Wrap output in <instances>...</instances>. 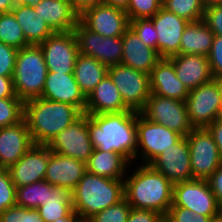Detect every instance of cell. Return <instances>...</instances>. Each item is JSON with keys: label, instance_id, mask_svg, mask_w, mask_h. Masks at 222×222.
I'll use <instances>...</instances> for the list:
<instances>
[{"label": "cell", "instance_id": "1", "mask_svg": "<svg viewBox=\"0 0 222 222\" xmlns=\"http://www.w3.org/2000/svg\"><path fill=\"white\" fill-rule=\"evenodd\" d=\"M93 148L123 155L130 163L137 151V112L87 114Z\"/></svg>", "mask_w": 222, "mask_h": 222}, {"label": "cell", "instance_id": "47", "mask_svg": "<svg viewBox=\"0 0 222 222\" xmlns=\"http://www.w3.org/2000/svg\"><path fill=\"white\" fill-rule=\"evenodd\" d=\"M13 76H0V98H18L14 90Z\"/></svg>", "mask_w": 222, "mask_h": 222}, {"label": "cell", "instance_id": "22", "mask_svg": "<svg viewBox=\"0 0 222 222\" xmlns=\"http://www.w3.org/2000/svg\"><path fill=\"white\" fill-rule=\"evenodd\" d=\"M169 59L173 63L178 79L189 91L214 79L208 56L177 54Z\"/></svg>", "mask_w": 222, "mask_h": 222}, {"label": "cell", "instance_id": "28", "mask_svg": "<svg viewBox=\"0 0 222 222\" xmlns=\"http://www.w3.org/2000/svg\"><path fill=\"white\" fill-rule=\"evenodd\" d=\"M130 162L120 153L94 148L86 163L87 172L111 179H124Z\"/></svg>", "mask_w": 222, "mask_h": 222}, {"label": "cell", "instance_id": "34", "mask_svg": "<svg viewBox=\"0 0 222 222\" xmlns=\"http://www.w3.org/2000/svg\"><path fill=\"white\" fill-rule=\"evenodd\" d=\"M162 7L189 22L204 18L205 6L200 0H163Z\"/></svg>", "mask_w": 222, "mask_h": 222}, {"label": "cell", "instance_id": "49", "mask_svg": "<svg viewBox=\"0 0 222 222\" xmlns=\"http://www.w3.org/2000/svg\"><path fill=\"white\" fill-rule=\"evenodd\" d=\"M104 0H73L72 7L74 11L80 15L86 9L103 3Z\"/></svg>", "mask_w": 222, "mask_h": 222}, {"label": "cell", "instance_id": "57", "mask_svg": "<svg viewBox=\"0 0 222 222\" xmlns=\"http://www.w3.org/2000/svg\"><path fill=\"white\" fill-rule=\"evenodd\" d=\"M219 117L222 118V105H221V110H220V113H219Z\"/></svg>", "mask_w": 222, "mask_h": 222}, {"label": "cell", "instance_id": "46", "mask_svg": "<svg viewBox=\"0 0 222 222\" xmlns=\"http://www.w3.org/2000/svg\"><path fill=\"white\" fill-rule=\"evenodd\" d=\"M212 192L214 193L218 203L222 206V164L220 167L207 179Z\"/></svg>", "mask_w": 222, "mask_h": 222}, {"label": "cell", "instance_id": "55", "mask_svg": "<svg viewBox=\"0 0 222 222\" xmlns=\"http://www.w3.org/2000/svg\"><path fill=\"white\" fill-rule=\"evenodd\" d=\"M200 1L205 7L208 6V5H211V4L221 3V0H200Z\"/></svg>", "mask_w": 222, "mask_h": 222}, {"label": "cell", "instance_id": "19", "mask_svg": "<svg viewBox=\"0 0 222 222\" xmlns=\"http://www.w3.org/2000/svg\"><path fill=\"white\" fill-rule=\"evenodd\" d=\"M25 119L11 126L0 128V167L14 165L33 145Z\"/></svg>", "mask_w": 222, "mask_h": 222}, {"label": "cell", "instance_id": "12", "mask_svg": "<svg viewBox=\"0 0 222 222\" xmlns=\"http://www.w3.org/2000/svg\"><path fill=\"white\" fill-rule=\"evenodd\" d=\"M186 105L193 128H207L219 117L222 105L216 82L211 80L190 90Z\"/></svg>", "mask_w": 222, "mask_h": 222}, {"label": "cell", "instance_id": "3", "mask_svg": "<svg viewBox=\"0 0 222 222\" xmlns=\"http://www.w3.org/2000/svg\"><path fill=\"white\" fill-rule=\"evenodd\" d=\"M82 115L73 105L42 97L24 102V119L34 144L47 145L53 137Z\"/></svg>", "mask_w": 222, "mask_h": 222}, {"label": "cell", "instance_id": "6", "mask_svg": "<svg viewBox=\"0 0 222 222\" xmlns=\"http://www.w3.org/2000/svg\"><path fill=\"white\" fill-rule=\"evenodd\" d=\"M170 207L186 208L196 215L222 216V206L207 180L191 179L174 184Z\"/></svg>", "mask_w": 222, "mask_h": 222}, {"label": "cell", "instance_id": "37", "mask_svg": "<svg viewBox=\"0 0 222 222\" xmlns=\"http://www.w3.org/2000/svg\"><path fill=\"white\" fill-rule=\"evenodd\" d=\"M162 8V0H130L125 12L129 20L146 19Z\"/></svg>", "mask_w": 222, "mask_h": 222}, {"label": "cell", "instance_id": "25", "mask_svg": "<svg viewBox=\"0 0 222 222\" xmlns=\"http://www.w3.org/2000/svg\"><path fill=\"white\" fill-rule=\"evenodd\" d=\"M131 111L124 103L118 88L106 75L86 98L85 114H106Z\"/></svg>", "mask_w": 222, "mask_h": 222}, {"label": "cell", "instance_id": "32", "mask_svg": "<svg viewBox=\"0 0 222 222\" xmlns=\"http://www.w3.org/2000/svg\"><path fill=\"white\" fill-rule=\"evenodd\" d=\"M48 198V182L41 180L29 185L16 187V205L28 209H37Z\"/></svg>", "mask_w": 222, "mask_h": 222}, {"label": "cell", "instance_id": "10", "mask_svg": "<svg viewBox=\"0 0 222 222\" xmlns=\"http://www.w3.org/2000/svg\"><path fill=\"white\" fill-rule=\"evenodd\" d=\"M137 151L136 157H143L142 164H150L163 151L177 144L183 136L158 123L149 121L137 112ZM141 148L139 151L138 149ZM141 151V152H140Z\"/></svg>", "mask_w": 222, "mask_h": 222}, {"label": "cell", "instance_id": "27", "mask_svg": "<svg viewBox=\"0 0 222 222\" xmlns=\"http://www.w3.org/2000/svg\"><path fill=\"white\" fill-rule=\"evenodd\" d=\"M11 12L21 26L28 45H40L54 33L33 6L15 5Z\"/></svg>", "mask_w": 222, "mask_h": 222}, {"label": "cell", "instance_id": "21", "mask_svg": "<svg viewBox=\"0 0 222 222\" xmlns=\"http://www.w3.org/2000/svg\"><path fill=\"white\" fill-rule=\"evenodd\" d=\"M41 97L73 105L85 113L86 97L79 89L73 73L48 71Z\"/></svg>", "mask_w": 222, "mask_h": 222}, {"label": "cell", "instance_id": "5", "mask_svg": "<svg viewBox=\"0 0 222 222\" xmlns=\"http://www.w3.org/2000/svg\"><path fill=\"white\" fill-rule=\"evenodd\" d=\"M47 72L40 45L18 49L12 77L16 96L23 102L41 97Z\"/></svg>", "mask_w": 222, "mask_h": 222}, {"label": "cell", "instance_id": "30", "mask_svg": "<svg viewBox=\"0 0 222 222\" xmlns=\"http://www.w3.org/2000/svg\"><path fill=\"white\" fill-rule=\"evenodd\" d=\"M107 70L108 68L95 58L78 54L73 75L86 98L107 75Z\"/></svg>", "mask_w": 222, "mask_h": 222}, {"label": "cell", "instance_id": "14", "mask_svg": "<svg viewBox=\"0 0 222 222\" xmlns=\"http://www.w3.org/2000/svg\"><path fill=\"white\" fill-rule=\"evenodd\" d=\"M78 20L87 29L105 37H122L130 24L124 9L105 2L83 11Z\"/></svg>", "mask_w": 222, "mask_h": 222}, {"label": "cell", "instance_id": "39", "mask_svg": "<svg viewBox=\"0 0 222 222\" xmlns=\"http://www.w3.org/2000/svg\"><path fill=\"white\" fill-rule=\"evenodd\" d=\"M0 222H45L37 209L20 206L7 208L0 214Z\"/></svg>", "mask_w": 222, "mask_h": 222}, {"label": "cell", "instance_id": "33", "mask_svg": "<svg viewBox=\"0 0 222 222\" xmlns=\"http://www.w3.org/2000/svg\"><path fill=\"white\" fill-rule=\"evenodd\" d=\"M0 41L16 49L28 46L21 26L12 12L0 13Z\"/></svg>", "mask_w": 222, "mask_h": 222}, {"label": "cell", "instance_id": "24", "mask_svg": "<svg viewBox=\"0 0 222 222\" xmlns=\"http://www.w3.org/2000/svg\"><path fill=\"white\" fill-rule=\"evenodd\" d=\"M151 93L165 98L186 101L187 87L178 79L173 63L169 58H161L150 73Z\"/></svg>", "mask_w": 222, "mask_h": 222}, {"label": "cell", "instance_id": "7", "mask_svg": "<svg viewBox=\"0 0 222 222\" xmlns=\"http://www.w3.org/2000/svg\"><path fill=\"white\" fill-rule=\"evenodd\" d=\"M107 75L118 88L125 105L140 113L151 95L150 75L122 64L109 67Z\"/></svg>", "mask_w": 222, "mask_h": 222}, {"label": "cell", "instance_id": "9", "mask_svg": "<svg viewBox=\"0 0 222 222\" xmlns=\"http://www.w3.org/2000/svg\"><path fill=\"white\" fill-rule=\"evenodd\" d=\"M140 113L149 121L163 125L183 137H186L193 129L188 118L186 101L151 93Z\"/></svg>", "mask_w": 222, "mask_h": 222}, {"label": "cell", "instance_id": "36", "mask_svg": "<svg viewBox=\"0 0 222 222\" xmlns=\"http://www.w3.org/2000/svg\"><path fill=\"white\" fill-rule=\"evenodd\" d=\"M131 205L124 198L119 203L94 214L86 222H127Z\"/></svg>", "mask_w": 222, "mask_h": 222}, {"label": "cell", "instance_id": "2", "mask_svg": "<svg viewBox=\"0 0 222 222\" xmlns=\"http://www.w3.org/2000/svg\"><path fill=\"white\" fill-rule=\"evenodd\" d=\"M141 165L124 178L125 199L131 208L154 210L165 217L173 202V184L150 164Z\"/></svg>", "mask_w": 222, "mask_h": 222}, {"label": "cell", "instance_id": "20", "mask_svg": "<svg viewBox=\"0 0 222 222\" xmlns=\"http://www.w3.org/2000/svg\"><path fill=\"white\" fill-rule=\"evenodd\" d=\"M86 172V163L50 150L44 180L72 192Z\"/></svg>", "mask_w": 222, "mask_h": 222}, {"label": "cell", "instance_id": "42", "mask_svg": "<svg viewBox=\"0 0 222 222\" xmlns=\"http://www.w3.org/2000/svg\"><path fill=\"white\" fill-rule=\"evenodd\" d=\"M18 49L0 41V76H13Z\"/></svg>", "mask_w": 222, "mask_h": 222}, {"label": "cell", "instance_id": "52", "mask_svg": "<svg viewBox=\"0 0 222 222\" xmlns=\"http://www.w3.org/2000/svg\"><path fill=\"white\" fill-rule=\"evenodd\" d=\"M104 2L125 10L129 5L130 0H104Z\"/></svg>", "mask_w": 222, "mask_h": 222}, {"label": "cell", "instance_id": "50", "mask_svg": "<svg viewBox=\"0 0 222 222\" xmlns=\"http://www.w3.org/2000/svg\"><path fill=\"white\" fill-rule=\"evenodd\" d=\"M54 222H84L82 218L73 210L68 216L57 219Z\"/></svg>", "mask_w": 222, "mask_h": 222}, {"label": "cell", "instance_id": "17", "mask_svg": "<svg viewBox=\"0 0 222 222\" xmlns=\"http://www.w3.org/2000/svg\"><path fill=\"white\" fill-rule=\"evenodd\" d=\"M49 156L50 148L47 145L33 144L14 165L8 168L15 187L44 180Z\"/></svg>", "mask_w": 222, "mask_h": 222}, {"label": "cell", "instance_id": "23", "mask_svg": "<svg viewBox=\"0 0 222 222\" xmlns=\"http://www.w3.org/2000/svg\"><path fill=\"white\" fill-rule=\"evenodd\" d=\"M121 64L150 75L161 59L157 50L144 44L129 27L122 36Z\"/></svg>", "mask_w": 222, "mask_h": 222}, {"label": "cell", "instance_id": "44", "mask_svg": "<svg viewBox=\"0 0 222 222\" xmlns=\"http://www.w3.org/2000/svg\"><path fill=\"white\" fill-rule=\"evenodd\" d=\"M208 61L213 77L222 76V36L214 35Z\"/></svg>", "mask_w": 222, "mask_h": 222}, {"label": "cell", "instance_id": "51", "mask_svg": "<svg viewBox=\"0 0 222 222\" xmlns=\"http://www.w3.org/2000/svg\"><path fill=\"white\" fill-rule=\"evenodd\" d=\"M14 6V0H0V13L11 12Z\"/></svg>", "mask_w": 222, "mask_h": 222}, {"label": "cell", "instance_id": "45", "mask_svg": "<svg viewBox=\"0 0 222 222\" xmlns=\"http://www.w3.org/2000/svg\"><path fill=\"white\" fill-rule=\"evenodd\" d=\"M164 216L154 210L131 208L127 222H161Z\"/></svg>", "mask_w": 222, "mask_h": 222}, {"label": "cell", "instance_id": "41", "mask_svg": "<svg viewBox=\"0 0 222 222\" xmlns=\"http://www.w3.org/2000/svg\"><path fill=\"white\" fill-rule=\"evenodd\" d=\"M220 217L222 216L196 215L186 208L170 207L164 219L167 222H213Z\"/></svg>", "mask_w": 222, "mask_h": 222}, {"label": "cell", "instance_id": "54", "mask_svg": "<svg viewBox=\"0 0 222 222\" xmlns=\"http://www.w3.org/2000/svg\"><path fill=\"white\" fill-rule=\"evenodd\" d=\"M213 80L216 82V85H217L218 90H219V94L222 98V76L214 77Z\"/></svg>", "mask_w": 222, "mask_h": 222}, {"label": "cell", "instance_id": "29", "mask_svg": "<svg viewBox=\"0 0 222 222\" xmlns=\"http://www.w3.org/2000/svg\"><path fill=\"white\" fill-rule=\"evenodd\" d=\"M213 38L214 33L204 20L189 22L182 33L179 54L208 56Z\"/></svg>", "mask_w": 222, "mask_h": 222}, {"label": "cell", "instance_id": "15", "mask_svg": "<svg viewBox=\"0 0 222 222\" xmlns=\"http://www.w3.org/2000/svg\"><path fill=\"white\" fill-rule=\"evenodd\" d=\"M40 47L49 72L73 73L79 54L73 30L54 32Z\"/></svg>", "mask_w": 222, "mask_h": 222}, {"label": "cell", "instance_id": "43", "mask_svg": "<svg viewBox=\"0 0 222 222\" xmlns=\"http://www.w3.org/2000/svg\"><path fill=\"white\" fill-rule=\"evenodd\" d=\"M203 20L214 35L222 36V4L206 6Z\"/></svg>", "mask_w": 222, "mask_h": 222}, {"label": "cell", "instance_id": "26", "mask_svg": "<svg viewBox=\"0 0 222 222\" xmlns=\"http://www.w3.org/2000/svg\"><path fill=\"white\" fill-rule=\"evenodd\" d=\"M54 32L72 31L79 15L67 0H40L33 6Z\"/></svg>", "mask_w": 222, "mask_h": 222}, {"label": "cell", "instance_id": "40", "mask_svg": "<svg viewBox=\"0 0 222 222\" xmlns=\"http://www.w3.org/2000/svg\"><path fill=\"white\" fill-rule=\"evenodd\" d=\"M16 205V187L11 180L8 169L0 170V214Z\"/></svg>", "mask_w": 222, "mask_h": 222}, {"label": "cell", "instance_id": "11", "mask_svg": "<svg viewBox=\"0 0 222 222\" xmlns=\"http://www.w3.org/2000/svg\"><path fill=\"white\" fill-rule=\"evenodd\" d=\"M73 33L78 53L93 57L107 68L121 64L123 53L122 37H105L87 29L79 20Z\"/></svg>", "mask_w": 222, "mask_h": 222}, {"label": "cell", "instance_id": "56", "mask_svg": "<svg viewBox=\"0 0 222 222\" xmlns=\"http://www.w3.org/2000/svg\"><path fill=\"white\" fill-rule=\"evenodd\" d=\"M213 222H222V217L215 219Z\"/></svg>", "mask_w": 222, "mask_h": 222}, {"label": "cell", "instance_id": "48", "mask_svg": "<svg viewBox=\"0 0 222 222\" xmlns=\"http://www.w3.org/2000/svg\"><path fill=\"white\" fill-rule=\"evenodd\" d=\"M207 129L212 134L214 141L218 147L220 157L222 158V118L218 117L207 127Z\"/></svg>", "mask_w": 222, "mask_h": 222}, {"label": "cell", "instance_id": "16", "mask_svg": "<svg viewBox=\"0 0 222 222\" xmlns=\"http://www.w3.org/2000/svg\"><path fill=\"white\" fill-rule=\"evenodd\" d=\"M150 165L164 175L173 185L191 180V162L189 144L183 137L177 144L158 155Z\"/></svg>", "mask_w": 222, "mask_h": 222}, {"label": "cell", "instance_id": "31", "mask_svg": "<svg viewBox=\"0 0 222 222\" xmlns=\"http://www.w3.org/2000/svg\"><path fill=\"white\" fill-rule=\"evenodd\" d=\"M46 203L39 206L37 210L45 222H54L57 219L68 216L74 209L72 203V192L53 186L48 182V198Z\"/></svg>", "mask_w": 222, "mask_h": 222}, {"label": "cell", "instance_id": "38", "mask_svg": "<svg viewBox=\"0 0 222 222\" xmlns=\"http://www.w3.org/2000/svg\"><path fill=\"white\" fill-rule=\"evenodd\" d=\"M129 27L144 44L157 50L158 35L150 18L131 20Z\"/></svg>", "mask_w": 222, "mask_h": 222}, {"label": "cell", "instance_id": "8", "mask_svg": "<svg viewBox=\"0 0 222 222\" xmlns=\"http://www.w3.org/2000/svg\"><path fill=\"white\" fill-rule=\"evenodd\" d=\"M193 179L207 180L222 164L218 147L207 128H193L186 136Z\"/></svg>", "mask_w": 222, "mask_h": 222}, {"label": "cell", "instance_id": "53", "mask_svg": "<svg viewBox=\"0 0 222 222\" xmlns=\"http://www.w3.org/2000/svg\"><path fill=\"white\" fill-rule=\"evenodd\" d=\"M40 0H14L15 5L34 6Z\"/></svg>", "mask_w": 222, "mask_h": 222}, {"label": "cell", "instance_id": "13", "mask_svg": "<svg viewBox=\"0 0 222 222\" xmlns=\"http://www.w3.org/2000/svg\"><path fill=\"white\" fill-rule=\"evenodd\" d=\"M51 151L87 163L93 146L88 129V115L83 114L47 144Z\"/></svg>", "mask_w": 222, "mask_h": 222}, {"label": "cell", "instance_id": "4", "mask_svg": "<svg viewBox=\"0 0 222 222\" xmlns=\"http://www.w3.org/2000/svg\"><path fill=\"white\" fill-rule=\"evenodd\" d=\"M124 198V179H111L88 172L72 191L73 209L84 222Z\"/></svg>", "mask_w": 222, "mask_h": 222}, {"label": "cell", "instance_id": "35", "mask_svg": "<svg viewBox=\"0 0 222 222\" xmlns=\"http://www.w3.org/2000/svg\"><path fill=\"white\" fill-rule=\"evenodd\" d=\"M24 119V102L19 98H0V128Z\"/></svg>", "mask_w": 222, "mask_h": 222}, {"label": "cell", "instance_id": "18", "mask_svg": "<svg viewBox=\"0 0 222 222\" xmlns=\"http://www.w3.org/2000/svg\"><path fill=\"white\" fill-rule=\"evenodd\" d=\"M157 31V51L161 58L179 54L182 33L189 21L161 8L150 18Z\"/></svg>", "mask_w": 222, "mask_h": 222}]
</instances>
